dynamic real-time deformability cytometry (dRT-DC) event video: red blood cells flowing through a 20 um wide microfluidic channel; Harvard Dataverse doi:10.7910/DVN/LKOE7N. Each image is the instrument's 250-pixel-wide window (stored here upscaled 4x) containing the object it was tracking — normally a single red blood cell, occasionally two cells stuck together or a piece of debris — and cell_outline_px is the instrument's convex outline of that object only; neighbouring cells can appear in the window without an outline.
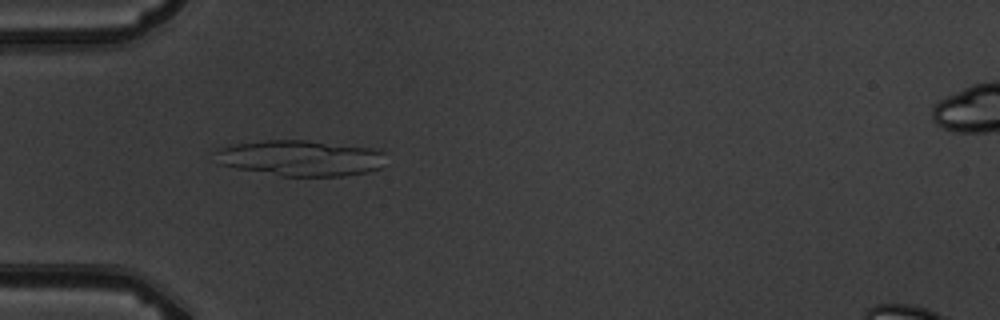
{"species": "common noctule bat (a hibernating species)", "species_latin": "Nyctalus noctula", "temperature_condition": "warm", "stored_images_in_passage": 7, "camera_frame_rate_fps": 3000, "um_per_image_px": 0.085, "animal": {"sex": "male", "body_mass_g": 19.5, "forearm_length_mm": 54.6}, "frame": {"image": 1, "passage_image": 5, "time_ms": 4.667, "image_size_px": [1000, 320], "cell_outline_px": [[384, 152], [380, 168], [364, 172], [344, 176], [280, 176], [236, 168], [216, 164], [212, 152], [216, 148], [232, 144], [264, 140], [308, 140], [376, 148]], "centroid_in_image_um": [25.44, 13.42], "position_along_channel_um": 59.6, "area_um2": 36.07}}
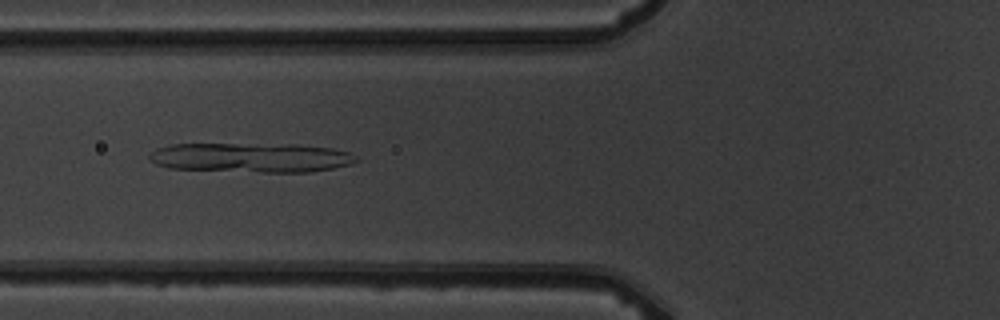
{"frame": {"image": 2, "passage_image": 6, "time_ms": 6.0, "image_size_px": [1000, 320], "cell_outline_px": [[360, 160], [352, 164], [312, 172], [260, 172], [168, 168], [156, 164], [148, 160], [148, 156], [156, 148], [168, 144], [296, 144], [332, 148], [348, 152], [356, 156]], "centroid_in_image_um": [21.34, 13.39], "position_along_channel_um": 104.5, "area_um2": 35.89}}